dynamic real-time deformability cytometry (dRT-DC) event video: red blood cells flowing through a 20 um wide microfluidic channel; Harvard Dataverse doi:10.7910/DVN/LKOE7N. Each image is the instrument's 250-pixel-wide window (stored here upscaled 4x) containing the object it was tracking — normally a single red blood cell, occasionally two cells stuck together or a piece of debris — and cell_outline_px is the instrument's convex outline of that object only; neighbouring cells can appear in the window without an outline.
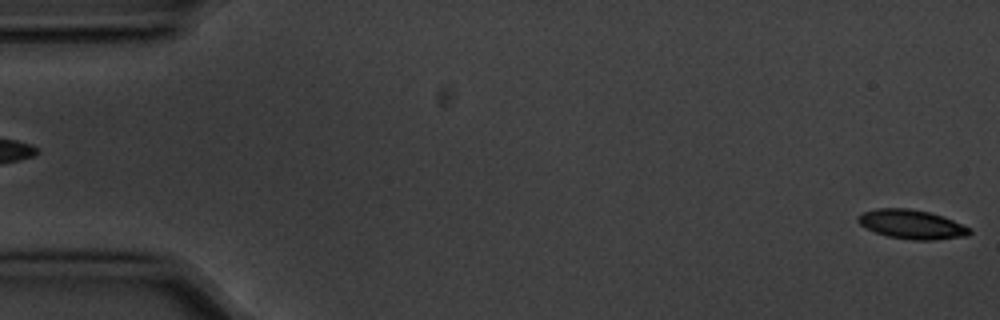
{"species": "common noctule bat (a hibernating species)", "species_latin": "Nyctalus noctula", "temperature_condition": "cold", "stored_images_in_passage": 5, "camera_frame_rate_fps": 3000, "um_per_image_px": 0.085, "animal": {"sex": "male", "body_mass_g": 20.1, "forearm_length_mm": 53.5}, "frame": {"image": 1, "passage_image": 5, "time_ms": 1.333, "image_size_px": [1000, 320], "cell_outline_px": [[972, 232], [968, 236], [932, 240], [916, 240], [888, 236], [864, 228], [856, 220], [856, 216], [864, 212], [880, 208], [908, 208], [928, 212], [952, 220], [972, 228]], "centroid_in_image_um": [77.49, 19.07], "position_along_channel_um": 7.5, "area_um2": 18.84}}